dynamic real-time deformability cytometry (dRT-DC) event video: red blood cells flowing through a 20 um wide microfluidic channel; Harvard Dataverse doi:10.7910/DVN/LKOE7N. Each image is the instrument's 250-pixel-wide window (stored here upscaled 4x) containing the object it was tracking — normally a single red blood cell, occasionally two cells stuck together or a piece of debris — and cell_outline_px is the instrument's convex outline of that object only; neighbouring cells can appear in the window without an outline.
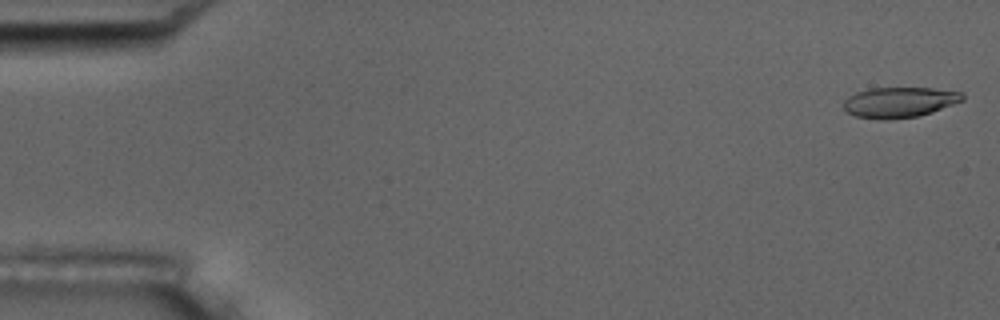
{"species": "common noctule bat (a hibernating species)", "species_latin": "Nyctalus noctula", "temperature_condition": "room temperature", "stored_images_in_passage": 7, "camera_frame_rate_fps": 3000, "um_per_image_px": 0.085, "animal": {"sex": "male", "body_mass_g": 17.5, "forearm_length_mm": 52.3}, "frame": {"image": 1, "passage_image": 1, "time_ms": 0.0, "image_size_px": [1000, 320], "cell_outline_px": [[964, 100], [932, 112], [920, 116], [888, 120], [884, 120], [856, 116], [848, 112], [844, 108], [844, 100], [848, 96], [856, 92], [868, 88], [932, 88], [964, 92]], "centroid_in_image_um": [76.46, 8.69], "position_along_channel_um": 8.5, "area_um2": 21.21}}